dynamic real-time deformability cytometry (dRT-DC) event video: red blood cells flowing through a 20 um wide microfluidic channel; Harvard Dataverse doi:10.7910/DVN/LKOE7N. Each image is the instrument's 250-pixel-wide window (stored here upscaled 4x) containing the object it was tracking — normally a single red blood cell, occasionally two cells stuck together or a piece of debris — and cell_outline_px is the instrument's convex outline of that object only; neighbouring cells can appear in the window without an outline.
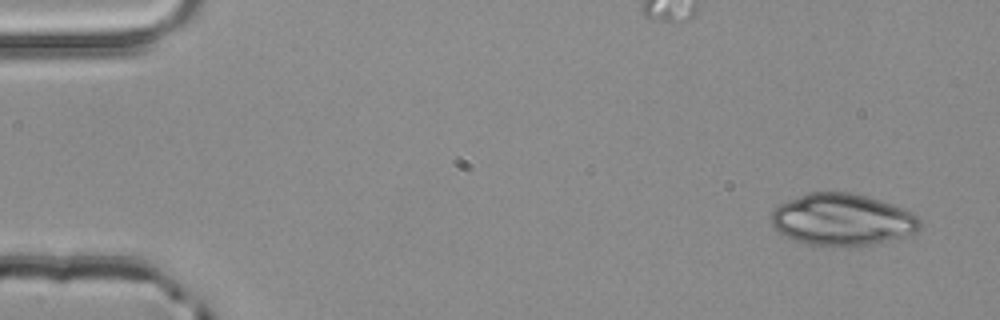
{"species": "common noctule bat (a hibernating species)", "species_latin": "Nyctalus noctula", "temperature_condition": "room temperature", "stored_images_in_passage": 4, "camera_frame_rate_fps": 3000, "um_per_image_px": 0.085, "animal": {"sex": "male", "body_mass_g": 20.4}, "frame": {"image": 1, "passage_image": 1, "time_ms": 0.0, "image_size_px": [1000, 320], "cell_outline_px": [[920, 228], [916, 232], [904, 236], [872, 244], [808, 244], [792, 240], [780, 232], [772, 224], [768, 216], [780, 204], [788, 200], [808, 192], [848, 192], [880, 200], [912, 212], [920, 220]], "centroid_in_image_um": [71.56, 18.64], "position_along_channel_um": 13.4, "area_um2": 44.1}}